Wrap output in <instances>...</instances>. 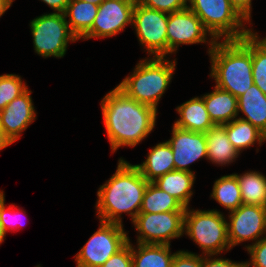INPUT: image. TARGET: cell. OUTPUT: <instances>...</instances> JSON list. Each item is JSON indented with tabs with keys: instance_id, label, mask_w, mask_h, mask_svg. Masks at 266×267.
I'll return each instance as SVG.
<instances>
[{
	"instance_id": "6da1fadb",
	"label": "cell",
	"mask_w": 266,
	"mask_h": 267,
	"mask_svg": "<svg viewBox=\"0 0 266 267\" xmlns=\"http://www.w3.org/2000/svg\"><path fill=\"white\" fill-rule=\"evenodd\" d=\"M104 124L113 152L134 147L155 127L157 110L128 97L118 87L101 101Z\"/></svg>"
},
{
	"instance_id": "7a4b0ae2",
	"label": "cell",
	"mask_w": 266,
	"mask_h": 267,
	"mask_svg": "<svg viewBox=\"0 0 266 267\" xmlns=\"http://www.w3.org/2000/svg\"><path fill=\"white\" fill-rule=\"evenodd\" d=\"M147 185L139 169L120 158L116 173L97 192L99 220L122 225L121 214L127 212L133 221L139 214Z\"/></svg>"
},
{
	"instance_id": "3957f363",
	"label": "cell",
	"mask_w": 266,
	"mask_h": 267,
	"mask_svg": "<svg viewBox=\"0 0 266 267\" xmlns=\"http://www.w3.org/2000/svg\"><path fill=\"white\" fill-rule=\"evenodd\" d=\"M211 77L216 86L239 98L254 84L252 54L239 40L217 42L211 38Z\"/></svg>"
},
{
	"instance_id": "277c9868",
	"label": "cell",
	"mask_w": 266,
	"mask_h": 267,
	"mask_svg": "<svg viewBox=\"0 0 266 267\" xmlns=\"http://www.w3.org/2000/svg\"><path fill=\"white\" fill-rule=\"evenodd\" d=\"M175 66L176 61L164 57L141 60L132 75L117 87L128 97L157 110L158 101L172 79Z\"/></svg>"
},
{
	"instance_id": "5b68a950",
	"label": "cell",
	"mask_w": 266,
	"mask_h": 267,
	"mask_svg": "<svg viewBox=\"0 0 266 267\" xmlns=\"http://www.w3.org/2000/svg\"><path fill=\"white\" fill-rule=\"evenodd\" d=\"M187 6L202 21L211 37L219 40H240L251 30L243 27L247 20L230 4L229 0H187Z\"/></svg>"
},
{
	"instance_id": "8992f818",
	"label": "cell",
	"mask_w": 266,
	"mask_h": 267,
	"mask_svg": "<svg viewBox=\"0 0 266 267\" xmlns=\"http://www.w3.org/2000/svg\"><path fill=\"white\" fill-rule=\"evenodd\" d=\"M184 230L203 249V254L209 257L221 253L224 249H231L227 222L217 210L190 211L186 208Z\"/></svg>"
},
{
	"instance_id": "52a82bcc",
	"label": "cell",
	"mask_w": 266,
	"mask_h": 267,
	"mask_svg": "<svg viewBox=\"0 0 266 267\" xmlns=\"http://www.w3.org/2000/svg\"><path fill=\"white\" fill-rule=\"evenodd\" d=\"M35 52L43 57L65 55L69 41L78 38L70 31L64 13L44 14L31 21Z\"/></svg>"
},
{
	"instance_id": "ba28073f",
	"label": "cell",
	"mask_w": 266,
	"mask_h": 267,
	"mask_svg": "<svg viewBox=\"0 0 266 267\" xmlns=\"http://www.w3.org/2000/svg\"><path fill=\"white\" fill-rule=\"evenodd\" d=\"M123 225L100 221V227L77 253V267H100L128 243Z\"/></svg>"
},
{
	"instance_id": "9c48e42d",
	"label": "cell",
	"mask_w": 266,
	"mask_h": 267,
	"mask_svg": "<svg viewBox=\"0 0 266 267\" xmlns=\"http://www.w3.org/2000/svg\"><path fill=\"white\" fill-rule=\"evenodd\" d=\"M184 216L185 211L139 213L133 220L136 230L140 233L137 242L170 245L169 240L184 234Z\"/></svg>"
},
{
	"instance_id": "30bf717a",
	"label": "cell",
	"mask_w": 266,
	"mask_h": 267,
	"mask_svg": "<svg viewBox=\"0 0 266 267\" xmlns=\"http://www.w3.org/2000/svg\"><path fill=\"white\" fill-rule=\"evenodd\" d=\"M167 22V13L150 9L136 1L132 24L140 43L153 57H166L168 54Z\"/></svg>"
},
{
	"instance_id": "8fae6325",
	"label": "cell",
	"mask_w": 266,
	"mask_h": 267,
	"mask_svg": "<svg viewBox=\"0 0 266 267\" xmlns=\"http://www.w3.org/2000/svg\"><path fill=\"white\" fill-rule=\"evenodd\" d=\"M135 4L136 0H104L83 39L105 38L120 33L127 24L132 23Z\"/></svg>"
},
{
	"instance_id": "7c38bea8",
	"label": "cell",
	"mask_w": 266,
	"mask_h": 267,
	"mask_svg": "<svg viewBox=\"0 0 266 267\" xmlns=\"http://www.w3.org/2000/svg\"><path fill=\"white\" fill-rule=\"evenodd\" d=\"M229 218L227 230L231 248L246 240L258 242L266 233V207L242 204L231 211Z\"/></svg>"
},
{
	"instance_id": "4fadbf2b",
	"label": "cell",
	"mask_w": 266,
	"mask_h": 267,
	"mask_svg": "<svg viewBox=\"0 0 266 267\" xmlns=\"http://www.w3.org/2000/svg\"><path fill=\"white\" fill-rule=\"evenodd\" d=\"M207 33L202 21L188 7L168 14V54L175 52L180 44L206 43Z\"/></svg>"
},
{
	"instance_id": "5bb4252c",
	"label": "cell",
	"mask_w": 266,
	"mask_h": 267,
	"mask_svg": "<svg viewBox=\"0 0 266 267\" xmlns=\"http://www.w3.org/2000/svg\"><path fill=\"white\" fill-rule=\"evenodd\" d=\"M173 152L175 170L193 173L188 167L199 158H207L205 133L193 132L173 125L172 137L167 141Z\"/></svg>"
},
{
	"instance_id": "9a60e30c",
	"label": "cell",
	"mask_w": 266,
	"mask_h": 267,
	"mask_svg": "<svg viewBox=\"0 0 266 267\" xmlns=\"http://www.w3.org/2000/svg\"><path fill=\"white\" fill-rule=\"evenodd\" d=\"M30 94L31 91L27 89L0 111V128L11 144L36 119Z\"/></svg>"
},
{
	"instance_id": "2e32d148",
	"label": "cell",
	"mask_w": 266,
	"mask_h": 267,
	"mask_svg": "<svg viewBox=\"0 0 266 267\" xmlns=\"http://www.w3.org/2000/svg\"><path fill=\"white\" fill-rule=\"evenodd\" d=\"M205 108L215 126L224 125L238 115L237 97L215 86L212 93L202 96Z\"/></svg>"
},
{
	"instance_id": "e0dca14e",
	"label": "cell",
	"mask_w": 266,
	"mask_h": 267,
	"mask_svg": "<svg viewBox=\"0 0 266 267\" xmlns=\"http://www.w3.org/2000/svg\"><path fill=\"white\" fill-rule=\"evenodd\" d=\"M180 115L174 125L198 133H206L215 125L205 108L203 98L195 97L176 108Z\"/></svg>"
},
{
	"instance_id": "ac0fdd59",
	"label": "cell",
	"mask_w": 266,
	"mask_h": 267,
	"mask_svg": "<svg viewBox=\"0 0 266 267\" xmlns=\"http://www.w3.org/2000/svg\"><path fill=\"white\" fill-rule=\"evenodd\" d=\"M135 166L148 182H153L164 174L175 170L170 144L167 141L157 144L150 150L146 160Z\"/></svg>"
},
{
	"instance_id": "d6986e66",
	"label": "cell",
	"mask_w": 266,
	"mask_h": 267,
	"mask_svg": "<svg viewBox=\"0 0 266 267\" xmlns=\"http://www.w3.org/2000/svg\"><path fill=\"white\" fill-rule=\"evenodd\" d=\"M238 112H242L253 126L266 135V95L253 84L246 93L237 98Z\"/></svg>"
},
{
	"instance_id": "ffe728a7",
	"label": "cell",
	"mask_w": 266,
	"mask_h": 267,
	"mask_svg": "<svg viewBox=\"0 0 266 267\" xmlns=\"http://www.w3.org/2000/svg\"><path fill=\"white\" fill-rule=\"evenodd\" d=\"M194 180V173L173 170L157 178L153 183L176 198L185 208H189Z\"/></svg>"
},
{
	"instance_id": "44dd1931",
	"label": "cell",
	"mask_w": 266,
	"mask_h": 267,
	"mask_svg": "<svg viewBox=\"0 0 266 267\" xmlns=\"http://www.w3.org/2000/svg\"><path fill=\"white\" fill-rule=\"evenodd\" d=\"M207 159L219 165L229 164L240 154L231 144L225 128L217 125L206 133Z\"/></svg>"
},
{
	"instance_id": "7402d4cb",
	"label": "cell",
	"mask_w": 266,
	"mask_h": 267,
	"mask_svg": "<svg viewBox=\"0 0 266 267\" xmlns=\"http://www.w3.org/2000/svg\"><path fill=\"white\" fill-rule=\"evenodd\" d=\"M99 6L81 0H71L64 12L70 31L78 38H82L92 27Z\"/></svg>"
},
{
	"instance_id": "603a6c76",
	"label": "cell",
	"mask_w": 266,
	"mask_h": 267,
	"mask_svg": "<svg viewBox=\"0 0 266 267\" xmlns=\"http://www.w3.org/2000/svg\"><path fill=\"white\" fill-rule=\"evenodd\" d=\"M132 247V267H171L175 253L170 254V245L138 243Z\"/></svg>"
},
{
	"instance_id": "cb8c5ba5",
	"label": "cell",
	"mask_w": 266,
	"mask_h": 267,
	"mask_svg": "<svg viewBox=\"0 0 266 267\" xmlns=\"http://www.w3.org/2000/svg\"><path fill=\"white\" fill-rule=\"evenodd\" d=\"M222 126L225 128L231 144L239 153L242 149L254 145L255 142L261 145L266 140V135L263 132L253 126L249 121L241 119V117Z\"/></svg>"
},
{
	"instance_id": "d4e9b609",
	"label": "cell",
	"mask_w": 266,
	"mask_h": 267,
	"mask_svg": "<svg viewBox=\"0 0 266 267\" xmlns=\"http://www.w3.org/2000/svg\"><path fill=\"white\" fill-rule=\"evenodd\" d=\"M239 41L251 52L254 84L266 95V37L261 40L251 31Z\"/></svg>"
},
{
	"instance_id": "484cf974",
	"label": "cell",
	"mask_w": 266,
	"mask_h": 267,
	"mask_svg": "<svg viewBox=\"0 0 266 267\" xmlns=\"http://www.w3.org/2000/svg\"><path fill=\"white\" fill-rule=\"evenodd\" d=\"M185 207L173 196L148 182L139 213H163L168 211H185Z\"/></svg>"
},
{
	"instance_id": "4316f807",
	"label": "cell",
	"mask_w": 266,
	"mask_h": 267,
	"mask_svg": "<svg viewBox=\"0 0 266 267\" xmlns=\"http://www.w3.org/2000/svg\"><path fill=\"white\" fill-rule=\"evenodd\" d=\"M237 177L243 204L266 207V177L259 172H247Z\"/></svg>"
},
{
	"instance_id": "83f0119b",
	"label": "cell",
	"mask_w": 266,
	"mask_h": 267,
	"mask_svg": "<svg viewBox=\"0 0 266 267\" xmlns=\"http://www.w3.org/2000/svg\"><path fill=\"white\" fill-rule=\"evenodd\" d=\"M211 197L230 212L236 210L243 204L237 177L231 174L216 180Z\"/></svg>"
},
{
	"instance_id": "f1b7e54d",
	"label": "cell",
	"mask_w": 266,
	"mask_h": 267,
	"mask_svg": "<svg viewBox=\"0 0 266 267\" xmlns=\"http://www.w3.org/2000/svg\"><path fill=\"white\" fill-rule=\"evenodd\" d=\"M27 90L20 76L15 74H4L0 76V111L11 101Z\"/></svg>"
},
{
	"instance_id": "f546056e",
	"label": "cell",
	"mask_w": 266,
	"mask_h": 267,
	"mask_svg": "<svg viewBox=\"0 0 266 267\" xmlns=\"http://www.w3.org/2000/svg\"><path fill=\"white\" fill-rule=\"evenodd\" d=\"M139 4L150 9L170 14L187 8V0H136Z\"/></svg>"
},
{
	"instance_id": "4dcf8cb0",
	"label": "cell",
	"mask_w": 266,
	"mask_h": 267,
	"mask_svg": "<svg viewBox=\"0 0 266 267\" xmlns=\"http://www.w3.org/2000/svg\"><path fill=\"white\" fill-rule=\"evenodd\" d=\"M246 247L251 255V263L245 262L246 267H266V237Z\"/></svg>"
},
{
	"instance_id": "1f68e13d",
	"label": "cell",
	"mask_w": 266,
	"mask_h": 267,
	"mask_svg": "<svg viewBox=\"0 0 266 267\" xmlns=\"http://www.w3.org/2000/svg\"><path fill=\"white\" fill-rule=\"evenodd\" d=\"M100 267H132V245L130 244V239L121 250L112 255Z\"/></svg>"
},
{
	"instance_id": "d6a6232c",
	"label": "cell",
	"mask_w": 266,
	"mask_h": 267,
	"mask_svg": "<svg viewBox=\"0 0 266 267\" xmlns=\"http://www.w3.org/2000/svg\"><path fill=\"white\" fill-rule=\"evenodd\" d=\"M5 198H4V193L3 191H0V222H1V226L3 229L4 234L6 235V232L8 230H13L14 226H16L17 224H15V222L13 220H16L15 217H17L15 214H13L15 211V209H13V206L10 205L9 208H5ZM10 212V213H9ZM12 215V216H11ZM14 215V217H13ZM12 217V218H11ZM17 221V220H16ZM14 222V224H12ZM20 228L23 226V224H20L16 227Z\"/></svg>"
},
{
	"instance_id": "836d02e7",
	"label": "cell",
	"mask_w": 266,
	"mask_h": 267,
	"mask_svg": "<svg viewBox=\"0 0 266 267\" xmlns=\"http://www.w3.org/2000/svg\"><path fill=\"white\" fill-rule=\"evenodd\" d=\"M202 257L187 251L175 253L171 267H201Z\"/></svg>"
},
{
	"instance_id": "e575fe53",
	"label": "cell",
	"mask_w": 266,
	"mask_h": 267,
	"mask_svg": "<svg viewBox=\"0 0 266 267\" xmlns=\"http://www.w3.org/2000/svg\"><path fill=\"white\" fill-rule=\"evenodd\" d=\"M207 256H205L204 258H202V264L201 267H246L245 262H241V263H236V262H232L231 260H226V259H221V258H217V259H208L206 258Z\"/></svg>"
},
{
	"instance_id": "d590c367",
	"label": "cell",
	"mask_w": 266,
	"mask_h": 267,
	"mask_svg": "<svg viewBox=\"0 0 266 267\" xmlns=\"http://www.w3.org/2000/svg\"><path fill=\"white\" fill-rule=\"evenodd\" d=\"M230 4L249 22L251 14V0H229Z\"/></svg>"
},
{
	"instance_id": "8d00e7d4",
	"label": "cell",
	"mask_w": 266,
	"mask_h": 267,
	"mask_svg": "<svg viewBox=\"0 0 266 267\" xmlns=\"http://www.w3.org/2000/svg\"><path fill=\"white\" fill-rule=\"evenodd\" d=\"M48 4L54 11H58V13H64L66 7L68 6L71 0H41Z\"/></svg>"
},
{
	"instance_id": "74e56055",
	"label": "cell",
	"mask_w": 266,
	"mask_h": 267,
	"mask_svg": "<svg viewBox=\"0 0 266 267\" xmlns=\"http://www.w3.org/2000/svg\"><path fill=\"white\" fill-rule=\"evenodd\" d=\"M13 0H0V17L10 8Z\"/></svg>"
},
{
	"instance_id": "f35d334b",
	"label": "cell",
	"mask_w": 266,
	"mask_h": 267,
	"mask_svg": "<svg viewBox=\"0 0 266 267\" xmlns=\"http://www.w3.org/2000/svg\"><path fill=\"white\" fill-rule=\"evenodd\" d=\"M11 143L8 141V139L3 135V132L0 128V150L6 148Z\"/></svg>"
},
{
	"instance_id": "ab89813d",
	"label": "cell",
	"mask_w": 266,
	"mask_h": 267,
	"mask_svg": "<svg viewBox=\"0 0 266 267\" xmlns=\"http://www.w3.org/2000/svg\"><path fill=\"white\" fill-rule=\"evenodd\" d=\"M81 1L90 2L92 4H95V5L99 6L104 0H81Z\"/></svg>"
},
{
	"instance_id": "60d3db41",
	"label": "cell",
	"mask_w": 266,
	"mask_h": 267,
	"mask_svg": "<svg viewBox=\"0 0 266 267\" xmlns=\"http://www.w3.org/2000/svg\"><path fill=\"white\" fill-rule=\"evenodd\" d=\"M5 237V234L3 232L2 226H1V222H0V244L3 242Z\"/></svg>"
}]
</instances>
